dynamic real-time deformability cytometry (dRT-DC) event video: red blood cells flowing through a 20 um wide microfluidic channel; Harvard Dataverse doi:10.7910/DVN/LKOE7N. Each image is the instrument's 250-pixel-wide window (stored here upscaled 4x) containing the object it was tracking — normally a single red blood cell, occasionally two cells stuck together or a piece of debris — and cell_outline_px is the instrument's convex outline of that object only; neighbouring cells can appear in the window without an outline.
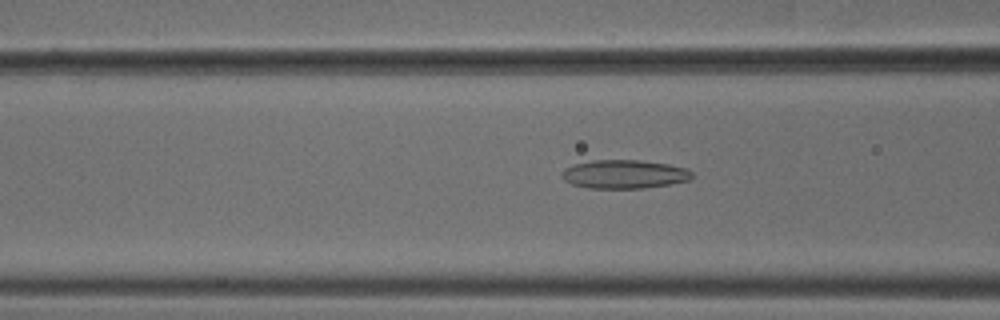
{"species": "common noctule bat (a hibernating species)", "species_latin": "Nyctalus noctula", "temperature_condition": "cold", "stored_images_in_passage": 48, "camera_frame_rate_fps": 3000, "um_per_image_px": 0.085, "animal": {"sex": "male", "body_mass_g": 18.8}, "frame": {"image": 1, "passage_image": 16, "time_ms": 5.0, "image_size_px": [1000, 320], "cell_outline_px": [[692, 180], [672, 184], [644, 188], [588, 188], [572, 184], [564, 180], [560, 176], [560, 172], [564, 168], [572, 164], [592, 160], [640, 160], [668, 164], [688, 168], [692, 172]], "centroid_in_image_um": [53.06, 14.8], "position_along_channel_um": 113.5, "area_um2": 22.08}}
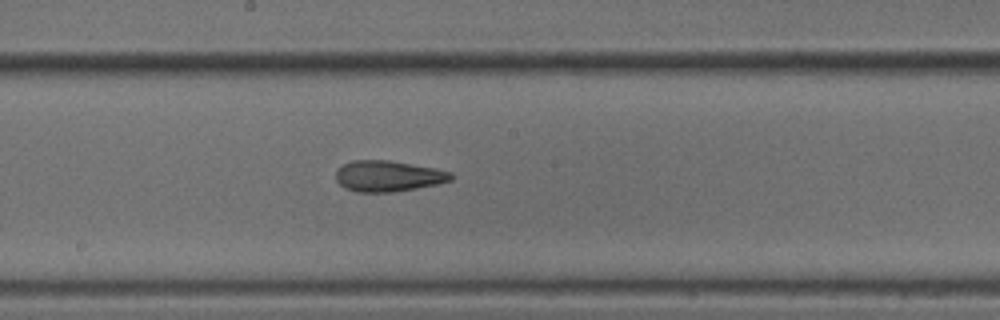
{"frame": {"image": 2, "passage_image": 24, "time_ms": 7.667, "image_size_px": [1000, 320], "cell_outline_px": [[452, 180], [436, 184], [396, 192], [356, 192], [344, 188], [336, 180], [336, 172], [344, 164], [352, 160], [388, 160], [436, 168], [452, 172]], "centroid_in_image_um": [32.99, 14.97], "position_along_channel_um": 215.2, "area_um2": 20.75}}
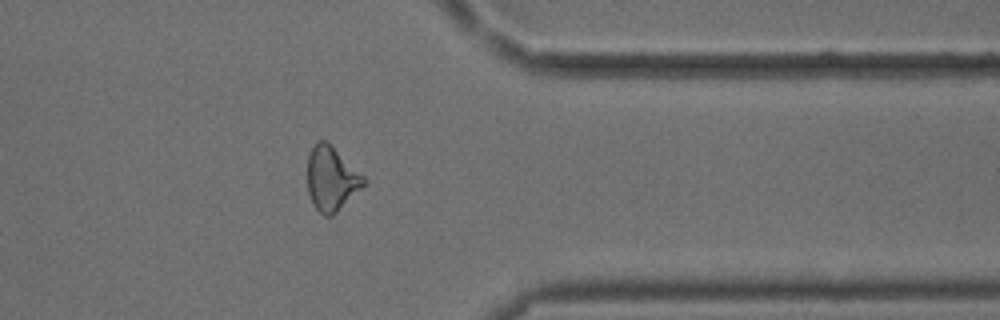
{"frame": {"image": 3, "passage_image": 38, "time_ms": 12.333, "image_size_px": [1000, 320], "cell_outline_px": [[368, 180], [332, 216], [324, 216], [312, 204], [308, 192], [308, 156], [316, 140], [324, 140], [364, 176]], "centroid_in_image_um": [28.14, 15.2], "position_along_channel_um": 383.3, "area_um2": 20.46}, "authors_computed_cell_mechanics": {"area_um2": 21.0103, "velocity_mm_per_s": 3.7868, "shape_relaxation_time_tau1_ms": 7.6925, "shape_relaxation_time_tau2_ms": 3.236, "deformation_change_tau1": 0.1588, "deformation_change_tau2": 0.1166}}